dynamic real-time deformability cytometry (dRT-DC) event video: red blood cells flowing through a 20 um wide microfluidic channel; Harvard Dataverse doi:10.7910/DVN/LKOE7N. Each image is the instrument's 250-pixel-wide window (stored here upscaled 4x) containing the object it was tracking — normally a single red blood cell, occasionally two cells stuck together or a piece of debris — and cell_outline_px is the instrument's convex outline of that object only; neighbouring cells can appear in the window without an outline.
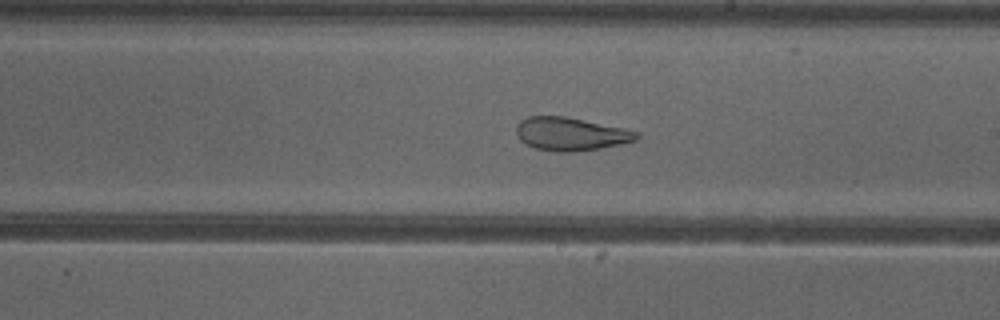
{"species": "common noctule bat (a hibernating species)", "species_latin": "Nyctalus noctula", "temperature_condition": "cold", "stored_images_in_passage": 53, "camera_frame_rate_fps": 3000, "um_per_image_px": 0.085, "animal": {"sex": "female"}, "frame": {"image": 1, "passage_image": 31, "time_ms": 10.0, "image_size_px": [1000, 320], "cell_outline_px": [[640, 136], [636, 140], [620, 144], [600, 148], [572, 152], [556, 152], [536, 148], [520, 140], [516, 132], [516, 124], [520, 120], [528, 116], [568, 116], [624, 128], [640, 132]], "centroid_in_image_um": [48.52, 11.37], "position_along_channel_um": 240.5, "area_um2": 23.41}}